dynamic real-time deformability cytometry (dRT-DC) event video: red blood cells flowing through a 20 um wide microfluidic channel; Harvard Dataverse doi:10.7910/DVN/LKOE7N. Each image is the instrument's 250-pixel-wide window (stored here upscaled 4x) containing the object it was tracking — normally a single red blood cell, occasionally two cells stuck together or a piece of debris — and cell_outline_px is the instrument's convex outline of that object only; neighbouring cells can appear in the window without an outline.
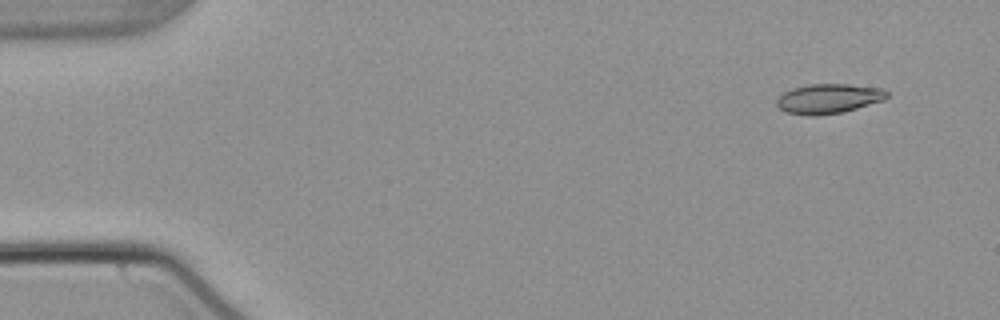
{"species": "common noctule bat (a hibernating species)", "species_latin": "Nyctalus noctula", "temperature_condition": "warm", "stored_images_in_passage": 50, "camera_frame_rate_fps": 3000, "um_per_image_px": 0.085, "animal": {"sex": "male", "body_mass_g": 21.5, "forearm_length_mm": 52.0}, "frame": {"image": 1, "passage_image": 1, "time_ms": 0.0, "image_size_px": [1000, 320], "cell_outline_px": [[888, 96], [884, 100], [844, 112], [812, 116], [808, 116], [784, 112], [776, 104], [776, 100], [784, 92], [792, 88], [808, 84], [848, 84], [884, 88], [888, 92]], "centroid_in_image_um": [70.43, 8.38], "position_along_channel_um": 14.6, "area_um2": 19.25}}
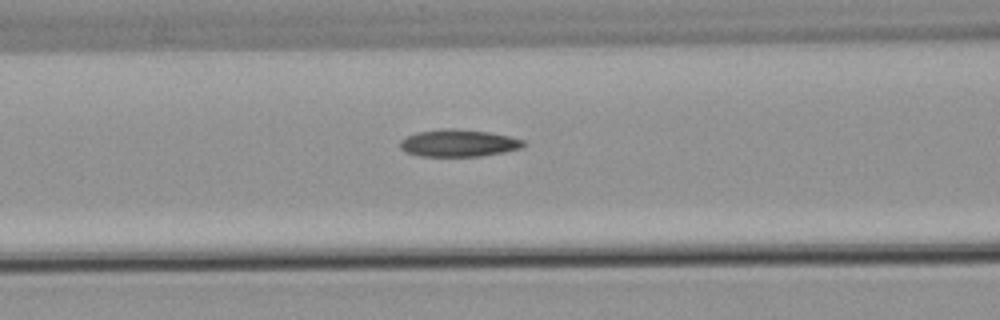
{"frame": {"image": 2, "passage_image": 19, "time_ms": 6.0, "image_size_px": [1000, 320], "cell_outline_px": [[528, 144], [520, 148], [504, 152], [480, 156], [420, 156], [404, 152], [400, 148], [400, 140], [416, 132], [444, 128], [452, 128], [488, 132], [508, 136], [524, 140]], "centroid_in_image_um": [38.96, 12.16], "position_along_channel_um": 127.6, "area_um2": 19.59}}
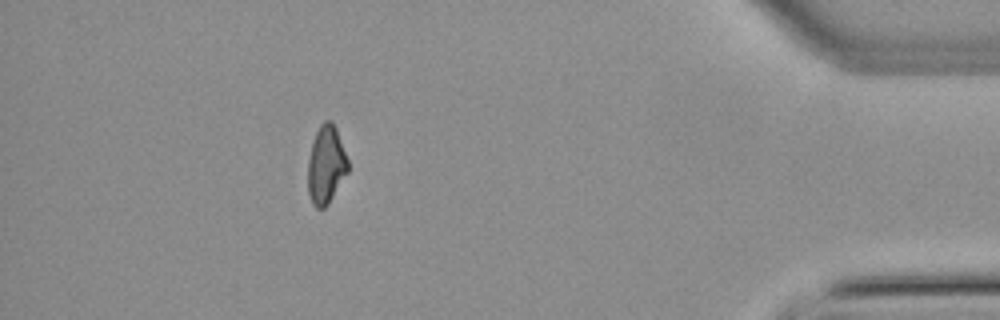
{"frame": {"image": 3, "passage_image": 45, "time_ms": 14.667, "image_size_px": [1000, 320], "cell_outline_px": [[348, 172], [328, 204], [324, 208], [316, 208], [312, 204], [308, 192], [308, 160], [312, 140], [320, 124], [324, 120], [332, 120], [336, 128], [348, 160]], "centroid_in_image_um": [27.7, 14.0], "position_along_channel_um": 407.5, "area_um2": 18.32}, "authors_computed_cell_mechanics": {"area_um2": 18.9295, "velocity_mm_per_s": 3.8277, "shape_relaxation_time_tau1_ms": null, "shape_relaxation_time_tau2_ms": 10.3946, "deformation_change_tau1": null, "deformation_change_tau2": 0.2009}}